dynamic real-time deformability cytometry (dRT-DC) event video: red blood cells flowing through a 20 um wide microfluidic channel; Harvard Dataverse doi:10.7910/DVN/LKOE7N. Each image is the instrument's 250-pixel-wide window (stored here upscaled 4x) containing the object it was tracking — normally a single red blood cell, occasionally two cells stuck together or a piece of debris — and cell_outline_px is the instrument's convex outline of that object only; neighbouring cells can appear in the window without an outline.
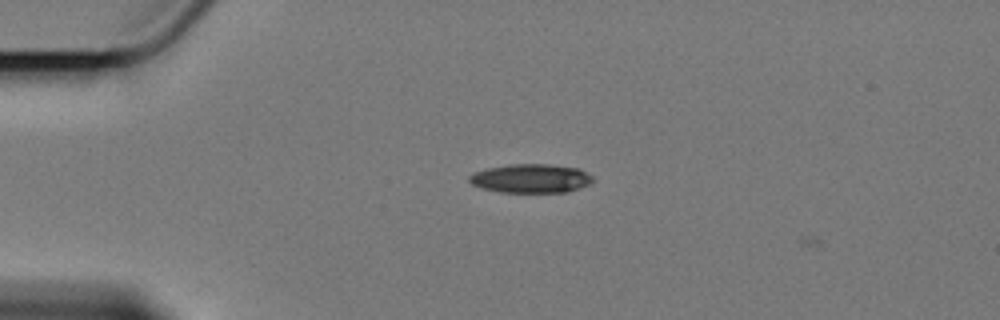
{"species": "Egyptian fruit bat (a non-hibernating species)", "species_latin": "Rousettus aegyptiacus", "temperature_condition": "cold", "stored_images_in_passage": 48, "camera_frame_rate_fps": 3000, "um_per_image_px": 0.085, "animal": {"sex": "female"}, "frame": {"image": 1, "passage_image": 3, "time_ms": 0.667, "image_size_px": [1000, 320], "cell_outline_px": [[596, 180], [592, 184], [568, 192], [500, 192], [484, 188], [472, 184], [468, 180], [468, 176], [472, 172], [488, 168], [508, 164], [552, 164], [580, 168], [592, 176]], "centroid_in_image_um": [45.17, 15.16], "position_along_channel_um": 39.8, "area_um2": 21.1}}
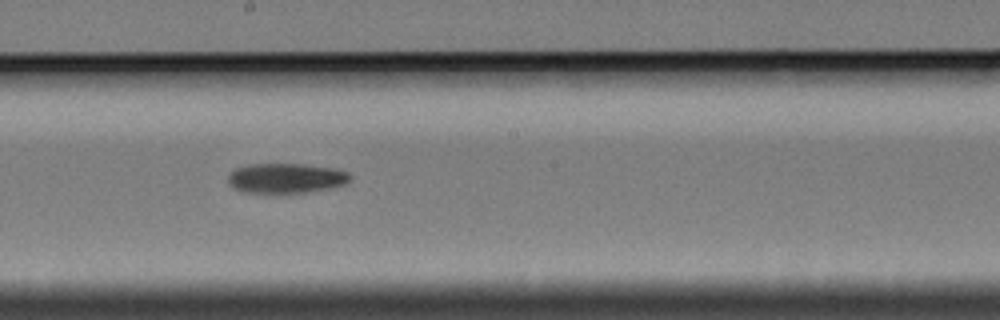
{"frame": {"image": 2, "passage_image": 22, "time_ms": 7.0, "image_size_px": [1000, 320], "cell_outline_px": [[352, 176], [344, 184], [328, 188], [308, 192], [276, 196], [272, 196], [240, 192], [232, 188], [228, 184], [228, 176], [236, 168], [248, 164], [300, 164], [328, 168], [348, 172]], "centroid_in_image_um": [24.19, 15.21], "position_along_channel_um": 224.0, "area_um2": 21.96}}
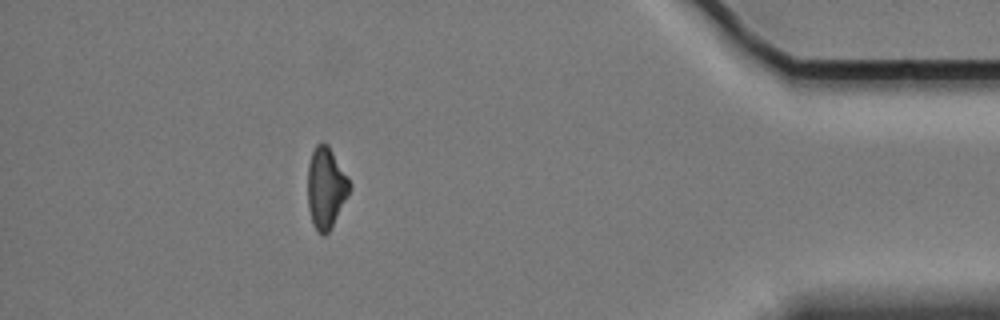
{"frame": {"image": 3, "passage_image": 42, "time_ms": 13.667, "image_size_px": [1000, 320], "cell_outline_px": [[352, 188], [348, 196], [328, 232], [324, 236], [320, 236], [316, 232], [312, 224], [308, 208], [308, 164], [312, 152], [316, 144], [328, 144], [352, 184]], "centroid_in_image_um": [27.7, 16.0], "position_along_channel_um": 407.5, "area_um2": 19.88}, "authors_computed_cell_mechanics": {"area_um2": 21.2993, "velocity_mm_per_s": 3.4063, "shape_relaxation_time_tau1_ms": 5.438, "shape_relaxation_time_tau2_ms": null, "deformation_change_tau1": 0.1266, "deformation_change_tau2": null}}